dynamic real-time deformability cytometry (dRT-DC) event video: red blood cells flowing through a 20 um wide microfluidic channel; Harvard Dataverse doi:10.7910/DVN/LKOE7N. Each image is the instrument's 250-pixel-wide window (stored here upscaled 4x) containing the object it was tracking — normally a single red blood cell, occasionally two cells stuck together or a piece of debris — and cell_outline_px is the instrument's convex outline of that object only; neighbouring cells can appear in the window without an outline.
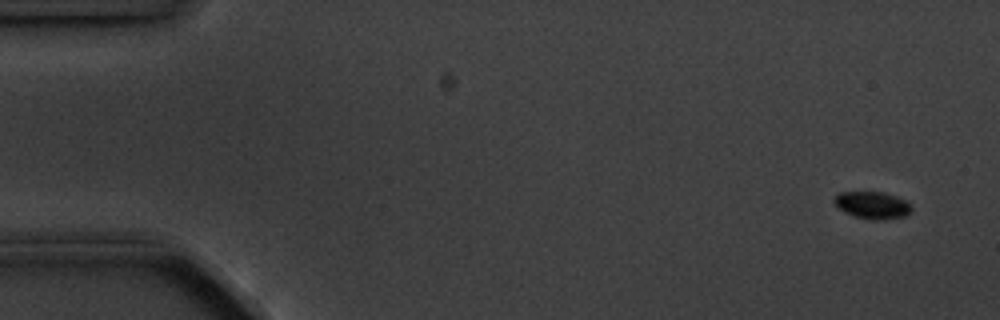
{"species": "common noctule bat (a hibernating species)", "species_latin": "Nyctalus noctula", "temperature_condition": "cold", "stored_images_in_passage": 8, "camera_frame_rate_fps": 3000, "um_per_image_px": 0.085, "animal": {"sex": "male", "body_mass_g": 20.1, "forearm_length_mm": 53.5}, "frame": {"image": 1, "passage_image": 1, "time_ms": 0.0, "image_size_px": [1000, 320], "cell_outline_px": [[912, 212], [908, 216], [884, 220], [876, 220], [856, 216], [844, 212], [832, 200], [840, 192], [884, 192], [896, 196], [904, 200], [912, 208]], "centroid_in_image_um": [74.19, 17.44], "position_along_channel_um": 10.8, "area_um2": 12.2}}
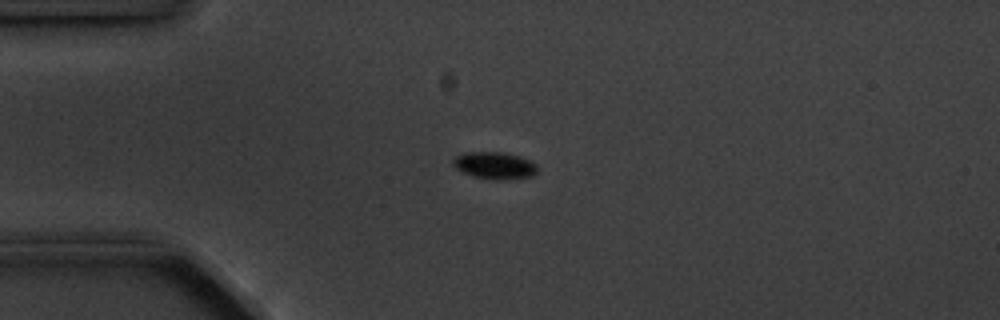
{"frame": {"image": 2, "passage_image": 4, "time_ms": 3.667, "image_size_px": [1000, 320], "cell_outline_px": [[536, 172], [532, 176], [472, 176], [456, 168], [452, 164], [452, 160], [456, 156], [464, 152], [500, 152], [516, 156], [528, 160], [536, 164]], "centroid_in_image_um": [41.95, 13.99], "position_along_channel_um": 43.0, "area_um2": 12.14}}
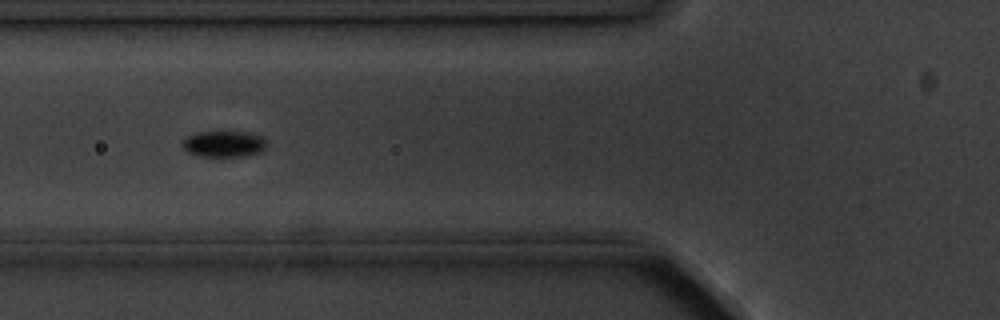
{"frame": {"image": 3, "passage_image": 6, "time_ms": 6.0, "image_size_px": [1000, 320], "cell_outline_px": [[264, 148], [260, 152], [248, 156], [200, 156], [188, 152], [180, 144], [188, 136], [196, 132], [252, 132], [260, 136], [264, 140]], "centroid_in_image_um": [19.01, 12.23], "position_along_channel_um": 106.8, "area_um2": 12.72}}